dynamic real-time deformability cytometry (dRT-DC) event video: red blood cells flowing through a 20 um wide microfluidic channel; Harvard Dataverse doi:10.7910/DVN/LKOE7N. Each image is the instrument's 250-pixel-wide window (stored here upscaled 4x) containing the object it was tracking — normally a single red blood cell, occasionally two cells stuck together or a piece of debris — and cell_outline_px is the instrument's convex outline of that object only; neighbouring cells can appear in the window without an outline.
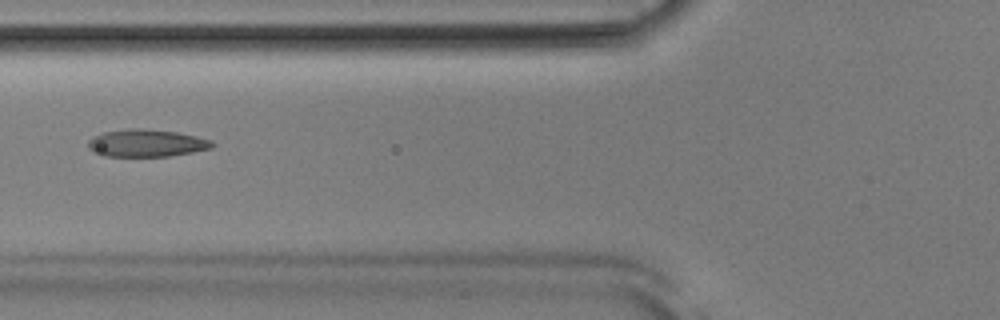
{"species": "Egyptian fruit bat (a non-hibernating species)", "species_latin": "Rousettus aegyptiacus", "temperature_condition": "room temperature", "stored_images_in_passage": 50, "camera_frame_rate_fps": 3000, "um_per_image_px": 0.085, "animal": {"sex": "male"}, "frame": {"image": 1, "passage_image": 18, "time_ms": 5.667, "image_size_px": [1000, 320], "cell_outline_px": [[216, 144], [212, 148], [192, 152], [168, 156], [104, 156], [92, 152], [88, 148], [88, 140], [92, 136], [104, 132], [128, 128], [140, 128], [176, 132], [196, 136], [212, 140]], "centroid_in_image_um": [12.43, 12.16], "position_along_channel_um": 113.4, "area_um2": 19.94}}
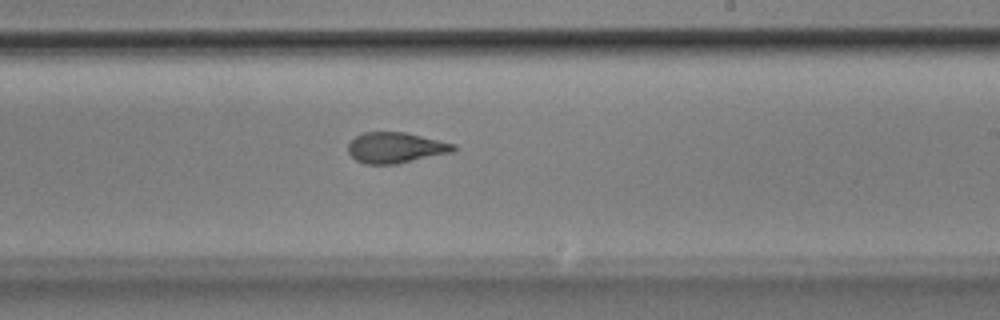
{"frame": {"image": 2, "passage_image": 29, "time_ms": 9.333, "image_size_px": [1000, 320], "cell_outline_px": [[456, 148], [452, 152], [396, 164], [364, 164], [356, 160], [348, 152], [348, 144], [356, 136], [364, 132], [404, 132], [456, 144]], "centroid_in_image_um": [33.61, 12.55], "position_along_channel_um": 255.4, "area_um2": 18.73}}
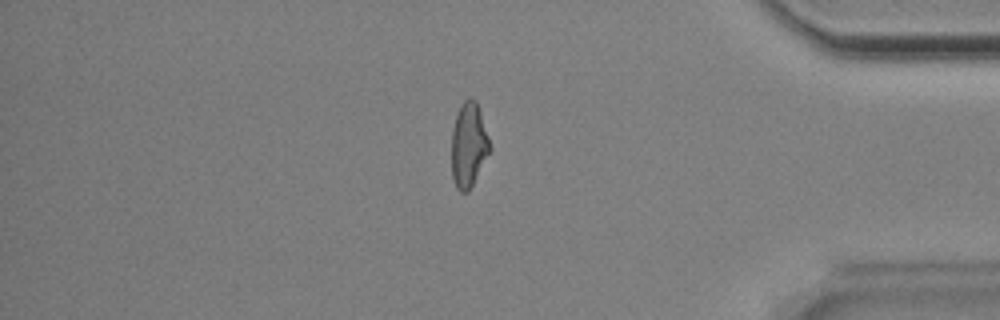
{"frame": {"image": 3, "passage_image": 42, "time_ms": 13.667, "image_size_px": [1000, 320], "cell_outline_px": [[492, 148], [468, 192], [460, 192], [456, 188], [452, 176], [452, 128], [456, 112], [460, 104], [468, 96], [476, 100]], "centroid_in_image_um": [39.82, 12.29], "position_along_channel_um": 395.4, "area_um2": 18.96}, "authors_computed_cell_mechanics": {"area_um2": 19.5653, "velocity_mm_per_s": 3.8784, "shape_relaxation_time_tau1_ms": 10.0148, "shape_relaxation_time_tau2_ms": 1.7859, "deformation_change_tau1": 0.244, "deformation_change_tau2": 0.1013}}